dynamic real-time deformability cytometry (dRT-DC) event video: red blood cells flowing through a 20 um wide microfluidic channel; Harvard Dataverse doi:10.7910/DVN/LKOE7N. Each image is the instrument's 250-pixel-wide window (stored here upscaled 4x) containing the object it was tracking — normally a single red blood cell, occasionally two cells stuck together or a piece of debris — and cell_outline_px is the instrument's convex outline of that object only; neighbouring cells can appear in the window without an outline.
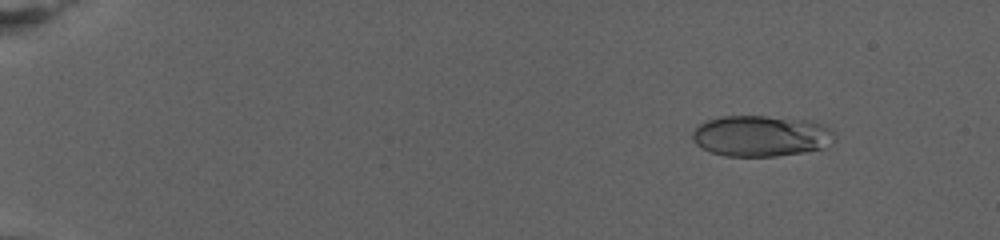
{"species": "human", "species_latin": "Homo sapiens", "temperature_condition": "warm", "stored_images_in_passage": 79, "camera_frame_rate_fps": 3000, "um_per_image_px": 0.085, "donor": {"sex": "female"}, "frame": {"image": 1, "passage_image": 10, "time_ms": 3.0, "image_size_px": [1000, 240], "cell_outline_px": [[836, 136], [820, 148], [800, 152], [776, 156], [724, 156], [712, 152], [696, 144], [692, 140], [692, 132], [700, 124], [708, 120], [720, 116], [764, 116], [808, 120], [820, 124], [828, 128]], "centroid_in_image_um": [64.61, 11.55], "position_along_channel_um": 20.4, "area_um2": 33.41}}
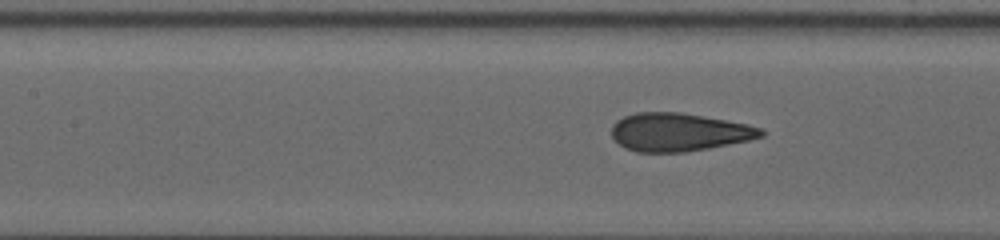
{"frame": {"image": 2, "passage_image": 39, "time_ms": 12.667, "image_size_px": [1000, 240], "cell_outline_px": [[764, 136], [748, 140], [708, 148], [684, 152], [636, 152], [624, 148], [612, 136], [612, 124], [616, 120], [624, 116], [636, 112], [680, 112], [704, 116], [748, 124], [760, 128], [764, 132]], "centroid_in_image_um": [57.67, 11.22], "position_along_channel_um": 149.7, "area_um2": 33.18}}
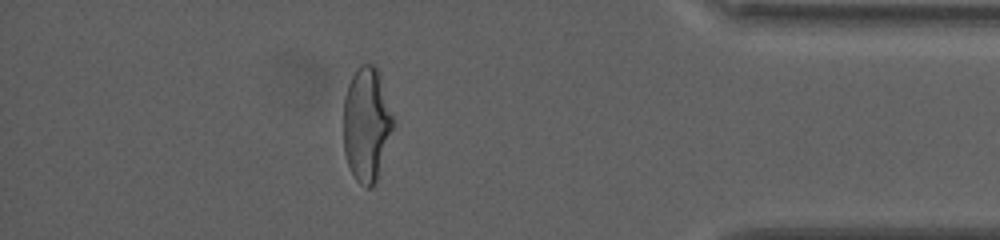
{"frame": {"image": 3, "passage_image": 70, "time_ms": 23.0, "image_size_px": [1000, 240], "cell_outline_px": [[392, 128], [376, 180], [372, 188], [368, 188], [360, 184], [356, 180], [348, 164], [344, 152], [344, 96], [348, 84], [356, 68], [360, 64], [372, 64], [380, 72], [392, 116]], "centroid_in_image_um": [31.13, 10.53], "position_along_channel_um": 404.1, "area_um2": 32.54}, "authors_computed_cell_mechanics": {"area_um2": 33.0038, "velocity_mm_per_s": 2.7443, "shape_relaxation_time_tau1_ms": 10.538, "shape_relaxation_time_tau2_ms": null, "deformation_change_tau1": 0.2765, "deformation_change_tau2": null}}